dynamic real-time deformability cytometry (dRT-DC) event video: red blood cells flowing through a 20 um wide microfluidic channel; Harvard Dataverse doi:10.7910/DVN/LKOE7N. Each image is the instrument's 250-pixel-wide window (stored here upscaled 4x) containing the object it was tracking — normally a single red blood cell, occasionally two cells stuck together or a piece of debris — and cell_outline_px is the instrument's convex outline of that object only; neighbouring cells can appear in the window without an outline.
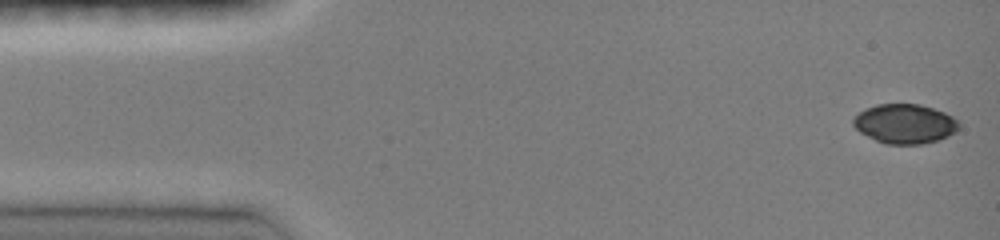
{"species": "common noctule bat (a hibernating species)", "species_latin": "Nyctalus noctula", "temperature_condition": "room temperature", "stored_images_in_passage": 47, "camera_frame_rate_fps": 3000, "um_per_image_px": 0.085, "animal": {"sex": "female", "body_mass_g": 19.0, "forearm_length_mm": 51.5}, "frame": {"image": 1, "passage_image": 1, "time_ms": 0.0, "image_size_px": [1000, 240], "cell_outline_px": [[960, 128], [956, 132], [940, 140], [920, 144], [888, 144], [876, 140], [860, 132], [852, 124], [852, 120], [864, 108], [876, 104], [920, 104], [944, 112], [952, 116], [960, 124]], "centroid_in_image_um": [76.93, 10.52], "position_along_channel_um": 8.1, "area_um2": 24.33}}
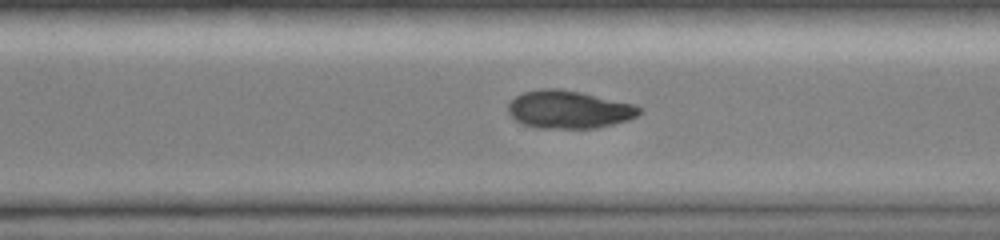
{"frame": {"image": 2, "passage_image": 33, "time_ms": 10.667, "image_size_px": [1000, 240], "cell_outline_px": [[640, 112], [636, 116], [628, 120], [596, 128], [536, 128], [524, 124], [516, 120], [508, 112], [508, 104], [516, 96], [524, 92], [540, 88], [560, 88], [580, 92], [636, 104], [640, 108]], "centroid_in_image_um": [48.35, 9.3], "position_along_channel_um": 322.3, "area_um2": 28.9}}
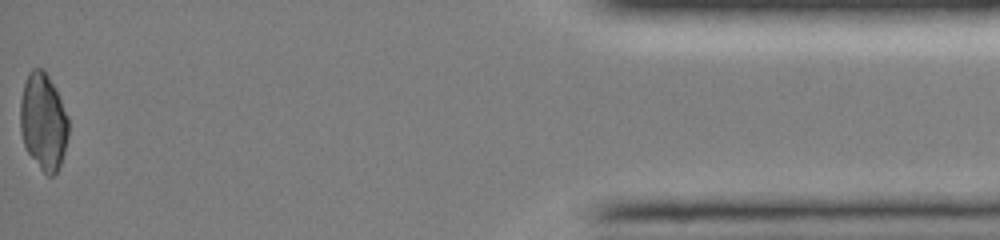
{"frame": {"image": 3, "passage_image": 47, "time_ms": 15.333, "image_size_px": [1000, 240], "cell_outline_px": [[68, 136], [64, 152], [60, 164], [56, 172], [52, 176], [48, 176], [40, 168], [28, 152], [24, 144], [20, 132], [20, 100], [24, 84], [28, 72], [32, 68], [44, 68], [56, 88], [68, 116]], "centroid_in_image_um": [3.68, 10.29], "position_along_channel_um": 431.5, "area_um2": 27.34}, "authors_computed_cell_mechanics": {"area_um2": 28.6688, "velocity_mm_per_s": 4.0435, "shape_relaxation_time_tau1_ms": null, "shape_relaxation_time_tau2_ms": 6.7138, "deformation_change_tau1": null, "deformation_change_tau2": 0.0809}}